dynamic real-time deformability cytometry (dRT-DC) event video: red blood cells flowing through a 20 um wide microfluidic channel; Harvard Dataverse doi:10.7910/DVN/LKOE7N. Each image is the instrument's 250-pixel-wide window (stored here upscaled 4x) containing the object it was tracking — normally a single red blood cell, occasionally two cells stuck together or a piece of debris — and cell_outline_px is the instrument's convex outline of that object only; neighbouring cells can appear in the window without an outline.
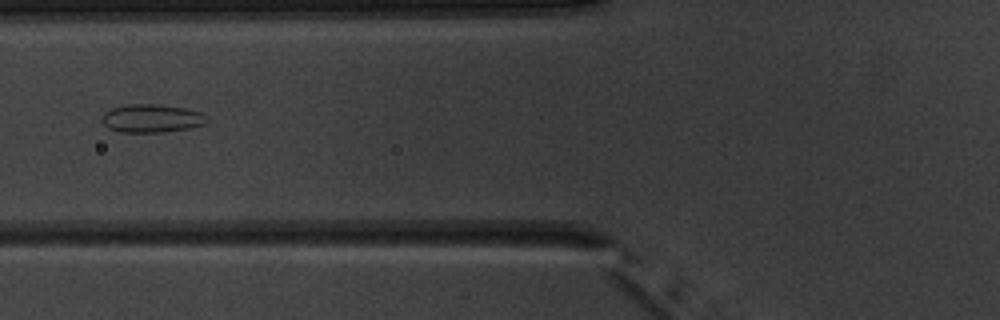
{"species": "common noctule bat (a hibernating species)", "species_latin": "Nyctalus noctula", "temperature_condition": "warm", "stored_images_in_passage": 6, "camera_frame_rate_fps": 3000, "um_per_image_px": 0.085, "animal": {"sex": "male", "body_mass_g": 20.1, "forearm_length_mm": 53.5}, "frame": {"image": 1, "passage_image": 5, "time_ms": 5.667, "image_size_px": [1000, 320], "cell_outline_px": [[208, 120], [204, 124], [188, 128], [160, 132], [120, 132], [108, 128], [104, 124], [104, 112], [112, 108], [124, 104], [156, 104], [184, 108], [200, 112]], "centroid_in_image_um": [12.87, 10.05], "position_along_channel_um": 112.9, "area_um2": 16.99}}